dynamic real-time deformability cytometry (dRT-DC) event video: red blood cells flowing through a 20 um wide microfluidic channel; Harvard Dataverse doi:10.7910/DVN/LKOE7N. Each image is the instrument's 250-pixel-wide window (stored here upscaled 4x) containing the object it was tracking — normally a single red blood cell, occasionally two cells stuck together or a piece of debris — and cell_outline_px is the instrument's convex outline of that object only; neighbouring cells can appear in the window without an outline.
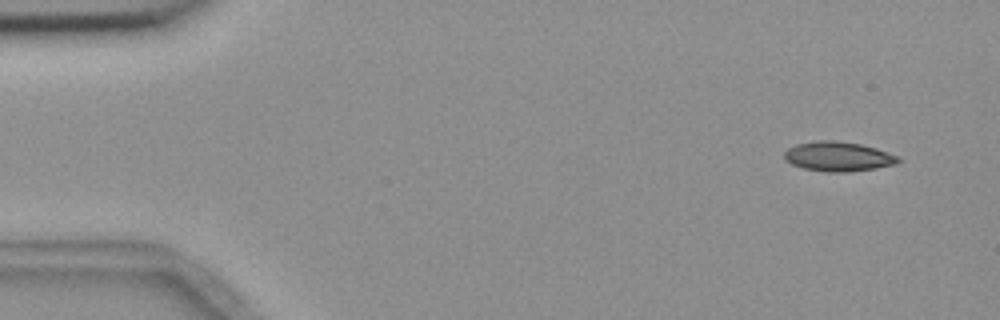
{"species": "common noctule bat (a hibernating species)", "species_latin": "Nyctalus noctula", "temperature_condition": "room temperature", "stored_images_in_passage": 5, "camera_frame_rate_fps": 3000, "um_per_image_px": 0.085, "animal": {"sex": "female", "body_mass_g": 18.4}, "frame": {"image": 1, "passage_image": 1, "time_ms": 0.0, "image_size_px": [1000, 320], "cell_outline_px": [[900, 160], [896, 164], [876, 168], [848, 172], [828, 172], [804, 168], [792, 164], [784, 160], [784, 152], [788, 148], [796, 144], [816, 140], [832, 140], [860, 144], [876, 148], [896, 156]], "centroid_in_image_um": [71.2, 13.3], "position_along_channel_um": 13.8, "area_um2": 19.54}}
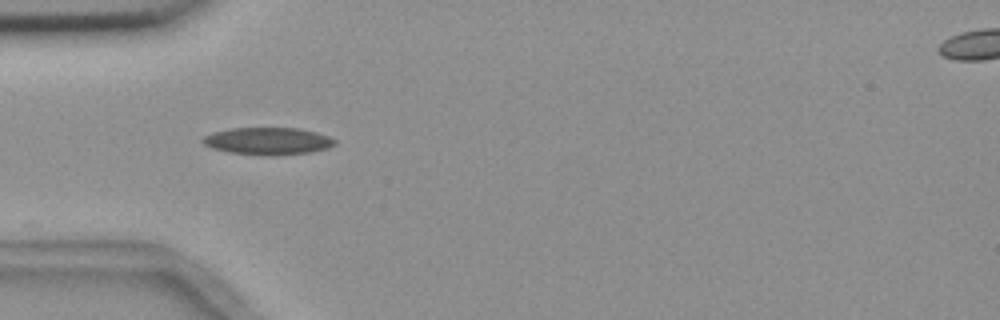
{"frame": {"image": 2, "passage_image": 4, "time_ms": 4.333, "image_size_px": [1000, 320], "cell_outline_px": [[336, 144], [328, 148], [312, 152], [228, 152], [212, 148], [204, 144], [200, 140], [204, 136], [212, 132], [232, 128], [296, 128], [316, 132], [328, 136], [336, 140]], "centroid_in_image_um": [22.75, 11.93], "position_along_channel_um": 62.2, "area_um2": 19.83}}